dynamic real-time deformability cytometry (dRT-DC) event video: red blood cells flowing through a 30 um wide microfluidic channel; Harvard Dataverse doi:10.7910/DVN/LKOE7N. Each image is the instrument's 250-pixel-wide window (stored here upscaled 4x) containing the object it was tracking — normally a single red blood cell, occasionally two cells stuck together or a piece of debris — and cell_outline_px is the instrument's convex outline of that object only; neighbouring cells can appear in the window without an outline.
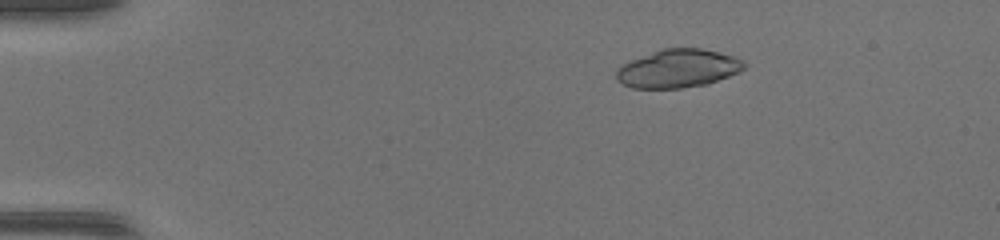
{"species": "common noctule bat (a hibernating species)", "species_latin": "Nyctalus noctula", "temperature_condition": "warm", "stored_images_in_passage": 49, "camera_frame_rate_fps": 3000, "um_per_image_px": 0.085, "animal": {"sex": "female", "body_mass_g": 17.0, "forearm_length_mm": 48.0}, "frame": {"image": 1, "passage_image": 9, "time_ms": 2.667, "image_size_px": [1000, 240], "cell_outline_px": [[748, 64], [740, 72], [708, 84], [680, 88], [632, 88], [616, 80], [616, 68], [620, 64], [664, 48], [700, 48], [720, 52], [744, 60]], "centroid_in_image_um": [57.65, 5.82], "position_along_channel_um": 27.4, "area_um2": 28.67}}